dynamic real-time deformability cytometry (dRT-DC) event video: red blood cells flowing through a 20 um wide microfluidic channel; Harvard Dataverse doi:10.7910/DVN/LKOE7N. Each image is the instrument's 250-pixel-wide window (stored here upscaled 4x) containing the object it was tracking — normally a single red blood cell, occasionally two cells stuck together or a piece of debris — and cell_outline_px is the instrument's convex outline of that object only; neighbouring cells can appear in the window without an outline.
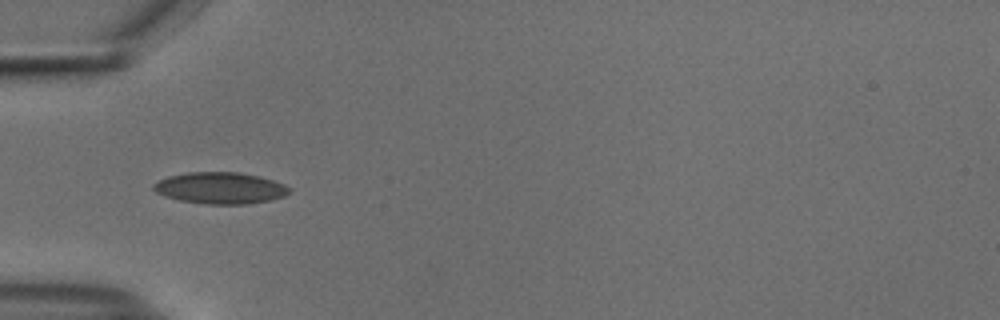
{"species": "common noctule bat (a hibernating species)", "species_latin": "Nyctalus noctula", "temperature_condition": "cold", "stored_images_in_passage": 13, "camera_frame_rate_fps": 3000, "um_per_image_px": 0.085, "animal": {"sex": "male", "body_mass_g": 18.8}, "frame": {"image": 1, "passage_image": 3, "time_ms": 0.667, "image_size_px": [1000, 320], "cell_outline_px": [[292, 192], [284, 196], [268, 200], [248, 204], [204, 204], [180, 200], [164, 196], [156, 192], [152, 188], [152, 184], [168, 176], [188, 172], [240, 172], [260, 176], [284, 184], [292, 188]], "centroid_in_image_um": [18.74, 15.98], "position_along_channel_um": 66.3, "area_um2": 25.09}}
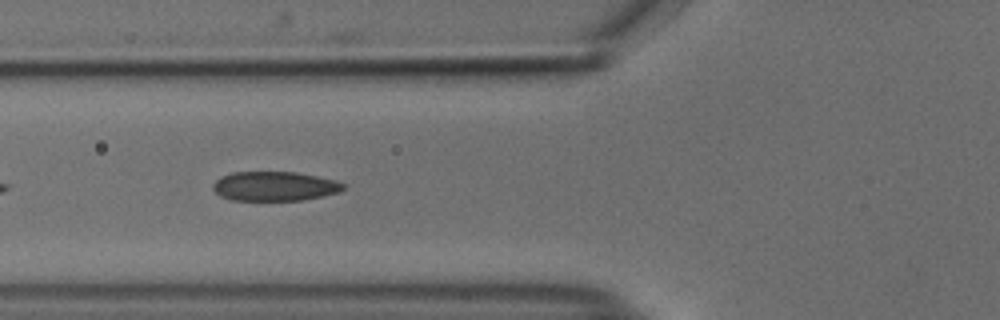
{"frame": {"image": 2, "passage_image": 6, "time_ms": 1.667, "image_size_px": [1000, 320], "cell_outline_px": [[348, 184], [340, 192], [324, 196], [304, 200], [232, 200], [220, 196], [212, 188], [212, 184], [220, 176], [232, 172], [296, 172], [336, 180]], "centroid_in_image_um": [23.36, 15.83], "position_along_channel_um": 102.4, "area_um2": 22.54}}
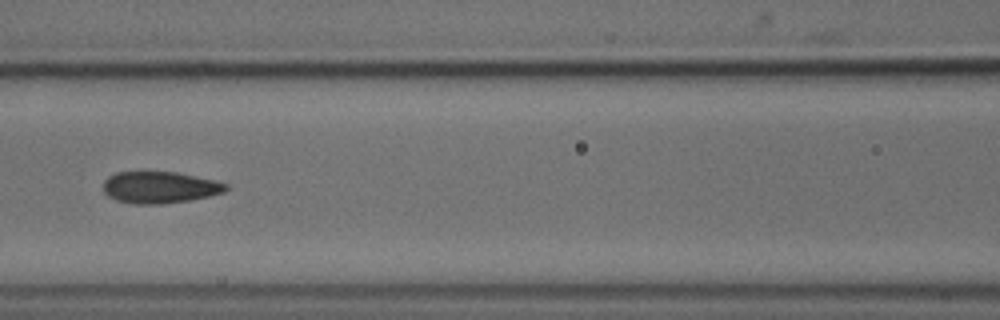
{"frame": {"image": 3, "passage_image": 10, "time_ms": 3.0, "image_size_px": [1000, 320], "cell_outline_px": [[228, 188], [224, 192], [208, 196], [188, 200], [164, 204], [132, 204], [116, 200], [108, 196], [104, 192], [104, 180], [108, 176], [116, 172], [176, 172], [216, 180], [228, 184]], "centroid_in_image_um": [13.57, 15.92], "position_along_channel_um": 153.0, "area_um2": 22.72}}